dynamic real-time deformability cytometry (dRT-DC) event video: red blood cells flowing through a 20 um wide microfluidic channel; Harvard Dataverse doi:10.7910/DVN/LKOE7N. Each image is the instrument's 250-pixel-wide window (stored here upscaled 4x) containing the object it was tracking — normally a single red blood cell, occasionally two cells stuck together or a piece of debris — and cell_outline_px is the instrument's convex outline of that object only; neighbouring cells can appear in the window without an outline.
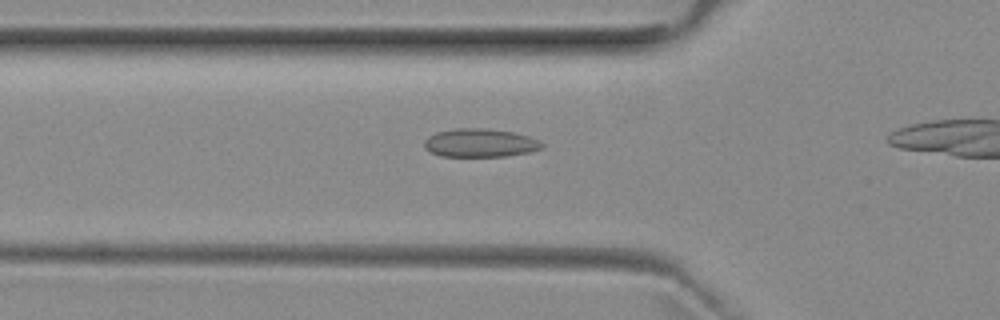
{"species": "common noctule bat (a hibernating species)", "species_latin": "Nyctalus noctula", "temperature_condition": "room temperature", "stored_images_in_passage": 32, "camera_frame_rate_fps": 3000, "um_per_image_px": 0.085, "animal": {"sex": "female", "body_mass_g": 29.2, "forearm_length_mm": 56.3}, "frame": {"image": 1, "passage_image": 8, "time_ms": 2.333, "image_size_px": [1000, 320], "cell_outline_px": [[544, 148], [528, 152], [504, 156], [440, 156], [424, 148], [424, 140], [428, 136], [436, 132], [456, 128], [484, 128], [512, 132], [528, 136], [540, 140], [544, 144]], "centroid_in_image_um": [40.8, 12.14], "position_along_channel_um": 85.0, "area_um2": 19.48}}
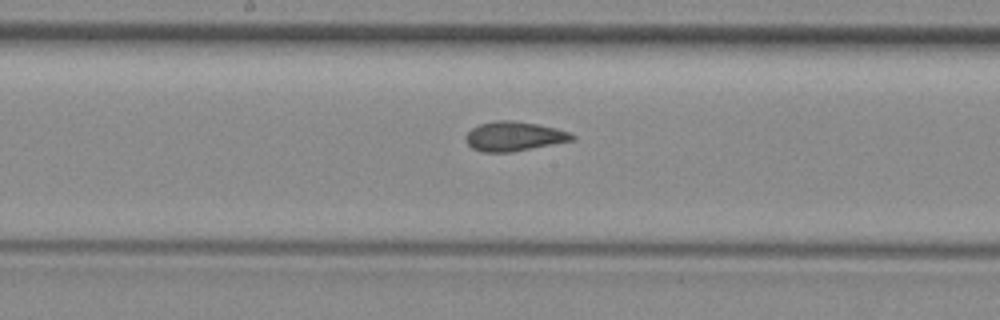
{"frame": {"image": 2, "passage_image": 17, "time_ms": 5.333, "image_size_px": [1000, 320], "cell_outline_px": [[576, 140], [512, 152], [484, 152], [472, 148], [468, 144], [464, 136], [472, 128], [480, 124], [496, 120], [512, 120], [536, 124], [556, 128], [568, 132], [576, 136]], "centroid_in_image_um": [43.7, 11.59], "position_along_channel_um": 204.5, "area_um2": 18.26}}
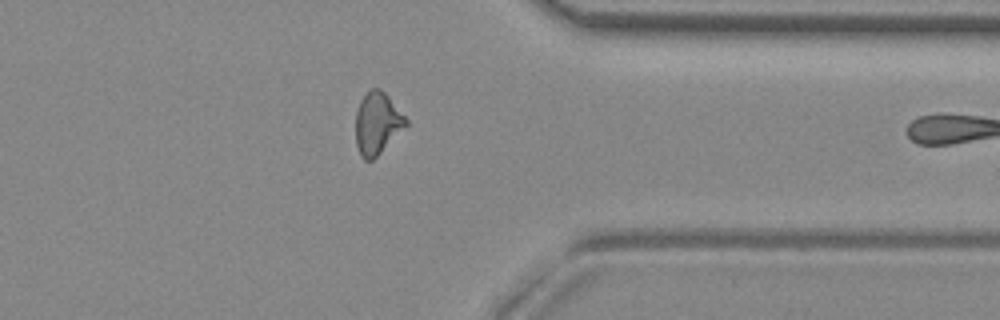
{"frame": {"image": 3, "passage_image": 31, "time_ms": 10.0, "image_size_px": [1000, 320], "cell_outline_px": [[408, 124], [372, 160], [364, 160], [360, 156], [356, 144], [356, 112], [360, 100], [372, 88], [380, 88], [388, 96], [408, 120]], "centroid_in_image_um": [32.05, 10.48], "position_along_channel_um": 379.3, "area_um2": 17.86}}